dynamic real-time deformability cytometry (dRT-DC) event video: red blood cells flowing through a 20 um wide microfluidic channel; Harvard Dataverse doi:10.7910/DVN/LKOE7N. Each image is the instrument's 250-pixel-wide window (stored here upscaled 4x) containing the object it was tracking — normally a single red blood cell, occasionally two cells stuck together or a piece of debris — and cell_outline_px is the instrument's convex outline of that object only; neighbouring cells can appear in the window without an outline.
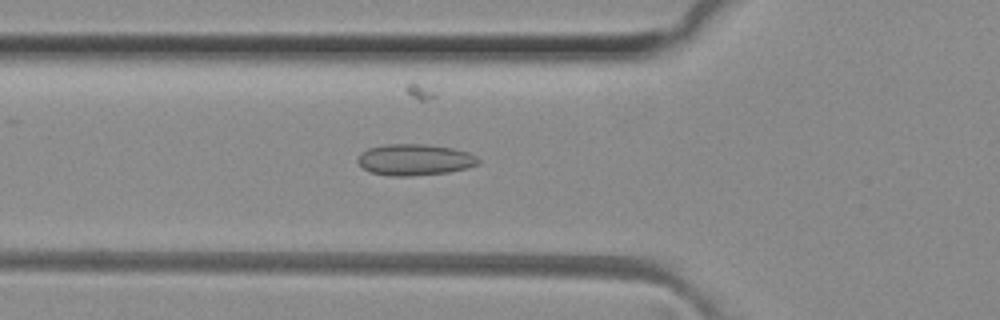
{"species": "common noctule bat (a hibernating species)", "species_latin": "Nyctalus noctula", "temperature_condition": "room temperature", "stored_images_in_passage": 49, "camera_frame_rate_fps": 3000, "um_per_image_px": 0.085, "animal": {"sex": "female", "body_mass_g": 29.2, "forearm_length_mm": 56.3}, "frame": {"image": 1, "passage_image": 17, "time_ms": 5.333, "image_size_px": [1000, 320], "cell_outline_px": [[480, 164], [468, 168], [448, 172], [408, 176], [392, 176], [372, 172], [364, 168], [356, 160], [360, 152], [368, 148], [388, 144], [424, 144], [452, 148], [468, 152], [476, 156], [480, 160]], "centroid_in_image_um": [35.27, 13.57], "position_along_channel_um": 90.5, "area_um2": 21.96}}
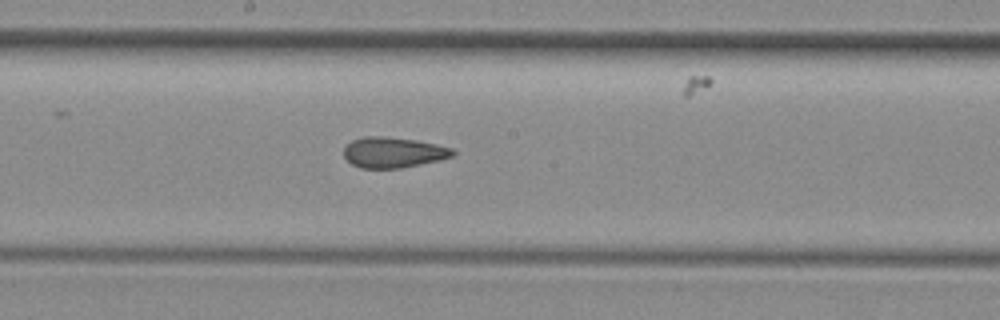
{"frame": {"image": 2, "passage_image": 26, "time_ms": 8.333, "image_size_px": [1000, 320], "cell_outline_px": [[456, 152], [452, 156], [436, 160], [400, 168], [360, 168], [352, 164], [344, 156], [344, 148], [352, 140], [364, 136], [384, 136], [416, 140], [436, 144], [452, 148]], "centroid_in_image_um": [33.4, 12.94], "position_along_channel_um": 214.8, "area_um2": 19.19}}
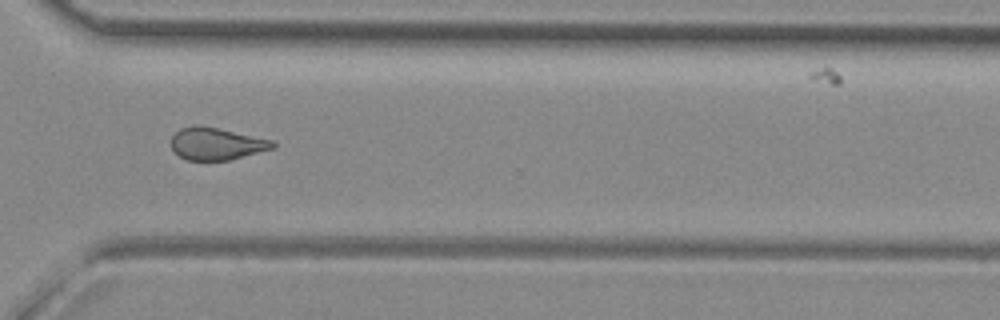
{"frame": {"image": 3, "passage_image": 36, "time_ms": 11.667, "image_size_px": [1000, 320], "cell_outline_px": [[276, 148], [228, 160], [188, 160], [180, 156], [172, 148], [172, 136], [180, 128], [192, 124], [200, 124], [276, 140]], "centroid_in_image_um": [18.45, 12.19], "position_along_channel_um": 352.2, "area_um2": 19.36}, "authors_computed_cell_mechanics": {"area_um2": 20.2878, "velocity_mm_per_s": 4.122, "shape_relaxation_time_tau1_ms": null, "shape_relaxation_time_tau2_ms": 2.2835, "deformation_change_tau1": null, "deformation_change_tau2": 0.105}}